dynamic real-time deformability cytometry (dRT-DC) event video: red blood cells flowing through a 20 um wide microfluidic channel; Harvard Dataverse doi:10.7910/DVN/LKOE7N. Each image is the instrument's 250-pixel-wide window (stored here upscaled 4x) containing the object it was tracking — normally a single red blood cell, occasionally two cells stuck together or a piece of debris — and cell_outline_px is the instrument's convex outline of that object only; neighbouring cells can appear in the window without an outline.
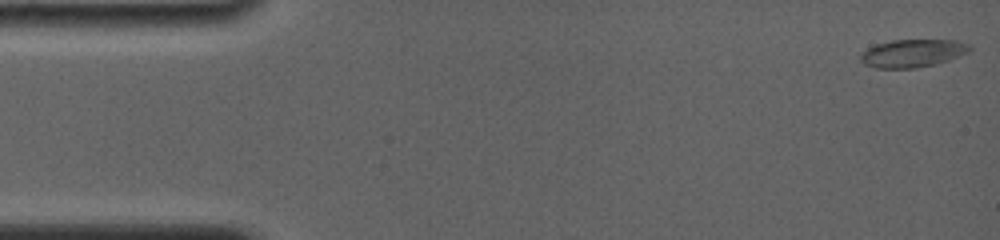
{"species": "common noctule bat (a hibernating species)", "species_latin": "Nyctalus noctula", "temperature_condition": "room temperature", "stored_images_in_passage": 38, "camera_frame_rate_fps": 4000, "um_per_image_px": 0.085, "animal": {"sex": "female", "body_mass_g": 19.0, "forearm_length_mm": 56.7}, "frame": {"image": 1, "passage_image": 1, "time_ms": 0.0, "image_size_px": [1000, 240], "cell_outline_px": [[972, 48], [968, 52], [948, 60], [936, 64], [916, 68], [876, 68], [864, 64], [860, 60], [860, 56], [868, 48], [876, 44], [892, 40], [956, 40], [968, 44]], "centroid_in_image_um": [77.57, 4.53], "position_along_channel_um": 7.4, "area_um2": 17.63}}
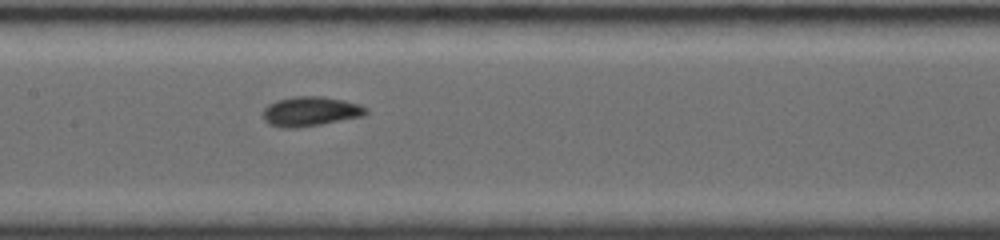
{"frame": {"image": 2, "passage_image": 18, "time_ms": 7.75, "image_size_px": [1000, 240], "cell_outline_px": [[368, 112], [364, 116], [320, 124], [296, 128], [280, 128], [268, 124], [264, 120], [264, 108], [268, 104], [276, 100], [292, 96], [320, 96], [344, 100], [360, 104], [368, 108]], "centroid_in_image_um": [26.38, 9.46], "position_along_channel_um": 181.0, "area_um2": 17.92}}
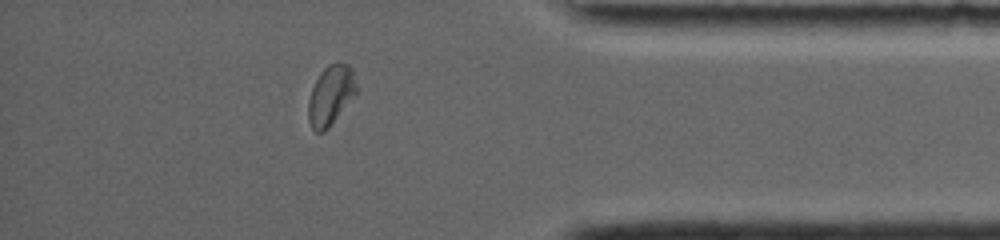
{"frame": {"image": 3, "passage_image": 33, "time_ms": 14.0, "image_size_px": [1000, 240], "cell_outline_px": [[356, 92], [328, 128], [324, 132], [316, 132], [312, 128], [308, 120], [308, 100], [312, 88], [320, 72], [328, 64], [348, 64], [352, 68], [356, 84]], "centroid_in_image_um": [28.08, 8.1], "position_along_channel_um": 407.1, "area_um2": 16.36}, "authors_computed_cell_mechanics": {"area_um2": 16.9065, "velocity_mm_per_s": 3.8231, "shape_relaxation_time_tau1_ms": 3.3334, "shape_relaxation_time_tau2_ms": 0.9586, "deformation_change_tau1": 0.1199, "deformation_change_tau2": 0.0456}}